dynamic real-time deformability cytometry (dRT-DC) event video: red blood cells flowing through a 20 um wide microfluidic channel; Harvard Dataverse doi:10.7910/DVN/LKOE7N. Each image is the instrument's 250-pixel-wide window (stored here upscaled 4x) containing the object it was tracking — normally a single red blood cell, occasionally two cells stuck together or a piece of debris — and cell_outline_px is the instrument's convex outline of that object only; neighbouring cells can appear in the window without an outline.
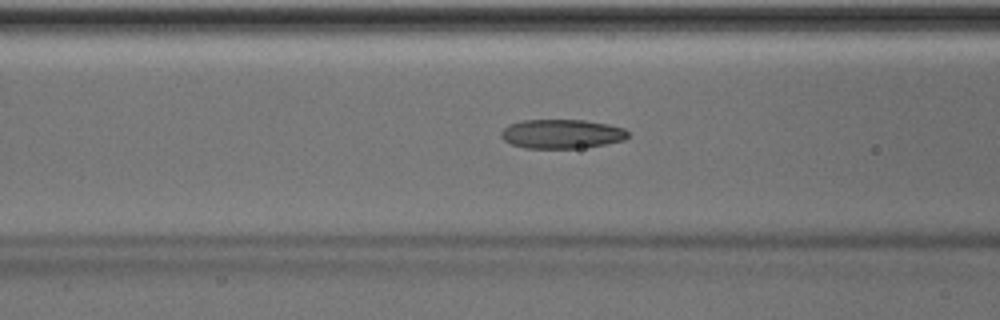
{"species": "Egyptian fruit bat (a non-hibernating species)", "species_latin": "Rousettus aegyptiacus", "temperature_condition": "room temperature", "stored_images_in_passage": 44, "camera_frame_rate_fps": 3000, "um_per_image_px": 0.085, "animal": {"sex": "male"}, "frame": {"image": 1, "passage_image": 20, "time_ms": 6.333, "image_size_px": [1000, 320], "cell_outline_px": [[628, 136], [624, 140], [604, 144], [580, 148], [524, 148], [512, 144], [504, 140], [500, 136], [500, 132], [508, 124], [524, 120], [584, 120], [608, 124], [624, 128], [628, 132]], "centroid_in_image_um": [47.72, 11.38], "position_along_channel_um": 118.9, "area_um2": 21.56}}
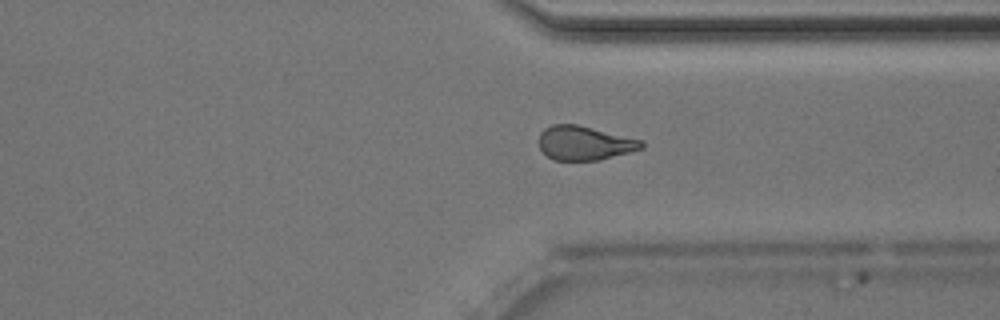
{"frame": {"image": 2, "passage_image": 38, "time_ms": 12.333, "image_size_px": [1000, 320], "cell_outline_px": [[644, 148], [600, 160], [552, 160], [540, 148], [540, 132], [544, 128], [552, 124], [576, 124], [644, 140]], "centroid_in_image_um": [49.71, 12.15], "position_along_channel_um": 361.7, "area_um2": 20.4}}
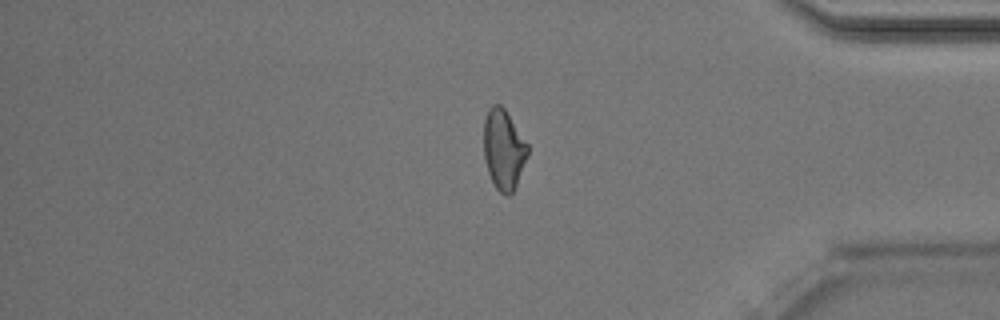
{"frame": {"image": 3, "passage_image": 42, "time_ms": 13.667, "image_size_px": [1000, 320], "cell_outline_px": [[528, 156], [516, 188], [508, 196], [500, 192], [496, 188], [488, 172], [484, 160], [484, 120], [492, 104], [500, 104], [504, 108], [528, 144]], "centroid_in_image_um": [42.82, 12.73], "position_along_channel_um": 392.4, "area_um2": 20.52}}